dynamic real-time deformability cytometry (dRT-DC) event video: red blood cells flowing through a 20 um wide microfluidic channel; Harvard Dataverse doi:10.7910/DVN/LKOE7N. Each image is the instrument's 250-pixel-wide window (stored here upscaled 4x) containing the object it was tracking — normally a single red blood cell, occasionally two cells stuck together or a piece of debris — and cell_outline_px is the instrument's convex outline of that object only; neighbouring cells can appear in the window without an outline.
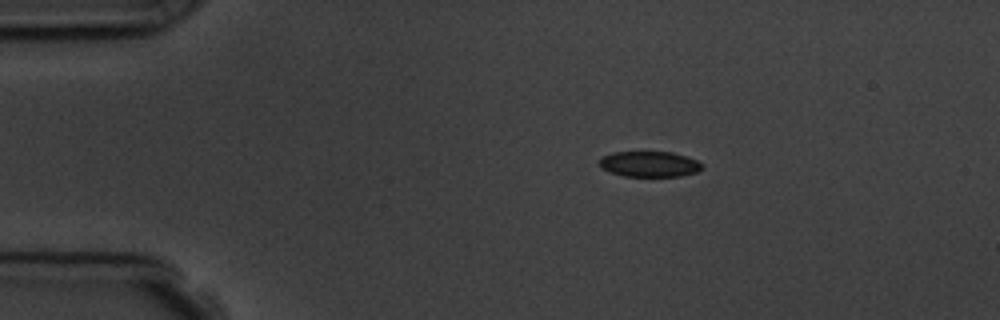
{"species": "common noctule bat (a hibernating species)", "species_latin": "Nyctalus noctula", "temperature_condition": "room temperature", "stored_images_in_passage": 3, "camera_frame_rate_fps": 3000, "um_per_image_px": 0.085, "animal": {"sex": "male", "body_mass_g": 19.5, "forearm_length_mm": 54.6}, "frame": {"image": 1, "passage_image": 2, "time_ms": 1.333, "image_size_px": [1000, 320], "cell_outline_px": [[704, 168], [696, 172], [680, 176], [624, 176], [600, 168], [600, 160], [604, 156], [612, 152], [672, 152], [696, 160], [704, 164]], "centroid_in_image_um": [55.23, 13.95], "position_along_channel_um": 29.8, "area_um2": 15.2}}